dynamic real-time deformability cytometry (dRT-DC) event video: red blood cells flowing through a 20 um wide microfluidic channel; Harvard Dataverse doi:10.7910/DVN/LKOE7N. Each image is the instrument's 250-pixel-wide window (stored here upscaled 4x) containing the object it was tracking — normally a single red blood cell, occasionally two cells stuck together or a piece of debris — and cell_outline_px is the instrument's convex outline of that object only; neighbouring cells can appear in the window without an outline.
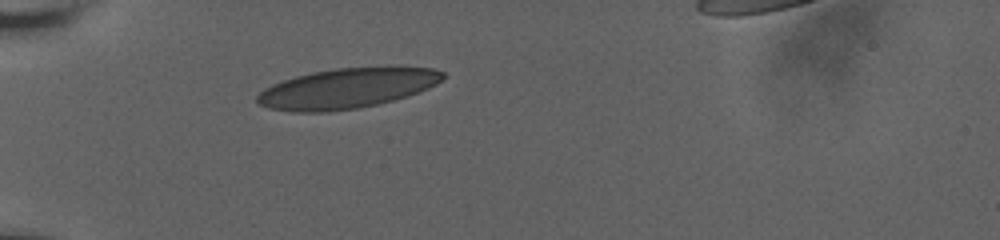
{"species": "human", "species_latin": "Homo sapiens", "temperature_condition": "room temperature", "stored_images_in_passage": 31, "camera_frame_rate_fps": 3000, "um_per_image_px": 0.085, "donor": {"sex": "male"}, "frame": {"image": 1, "passage_image": 1, "time_ms": 0.0, "image_size_px": [1000, 240], "cell_outline_px": [[444, 76], [436, 84], [428, 88], [408, 96], [360, 108], [328, 112], [292, 112], [268, 108], [260, 104], [256, 100], [256, 96], [264, 88], [272, 84], [296, 76], [312, 72], [336, 68], [432, 68], [444, 72]], "centroid_in_image_um": [29.43, 7.53], "position_along_channel_um": 55.6, "area_um2": 42.89}}
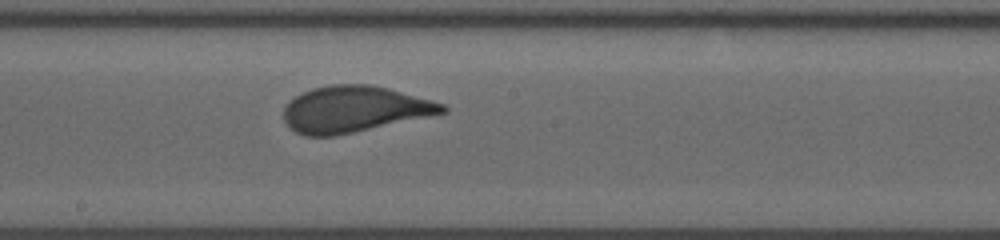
{"frame": {"image": 2, "passage_image": 16, "time_ms": 5.0, "image_size_px": [1000, 240], "cell_outline_px": [[448, 108], [444, 112], [336, 136], [304, 136], [296, 132], [284, 120], [284, 108], [296, 96], [312, 88], [332, 84], [368, 84], [388, 88], [432, 100], [444, 104]], "centroid_in_image_um": [30.08, 9.27], "position_along_channel_um": 218.1, "area_um2": 42.08}}
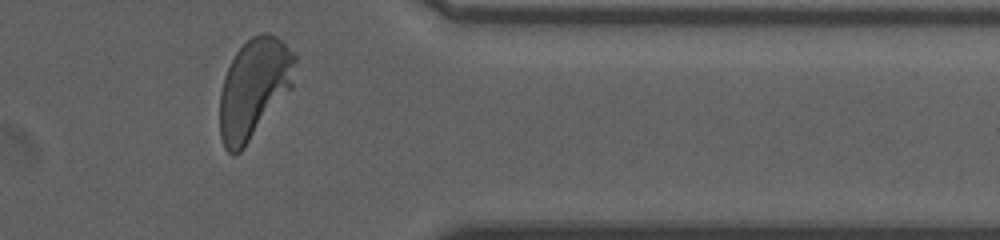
{"frame": {"image": 3, "passage_image": 30, "time_ms": 10.0, "image_size_px": [1000, 240], "cell_outline_px": [[296, 60], [292, 88], [244, 148], [236, 156], [232, 156], [224, 148], [220, 136], [220, 92], [224, 76], [236, 52], [252, 36], [260, 32], [268, 32], [276, 36], [296, 56]], "centroid_in_image_um": [21.58, 7.53], "position_along_channel_um": 389.8, "area_um2": 43.75}, "authors_computed_cell_mechanics": {"area_um2": 42.483, "velocity_mm_per_s": 3.6242, "shape_relaxation_time_tau1_ms": 3.4235, "shape_relaxation_time_tau2_ms": null, "deformation_change_tau1": 0.1505, "deformation_change_tau2": null}}